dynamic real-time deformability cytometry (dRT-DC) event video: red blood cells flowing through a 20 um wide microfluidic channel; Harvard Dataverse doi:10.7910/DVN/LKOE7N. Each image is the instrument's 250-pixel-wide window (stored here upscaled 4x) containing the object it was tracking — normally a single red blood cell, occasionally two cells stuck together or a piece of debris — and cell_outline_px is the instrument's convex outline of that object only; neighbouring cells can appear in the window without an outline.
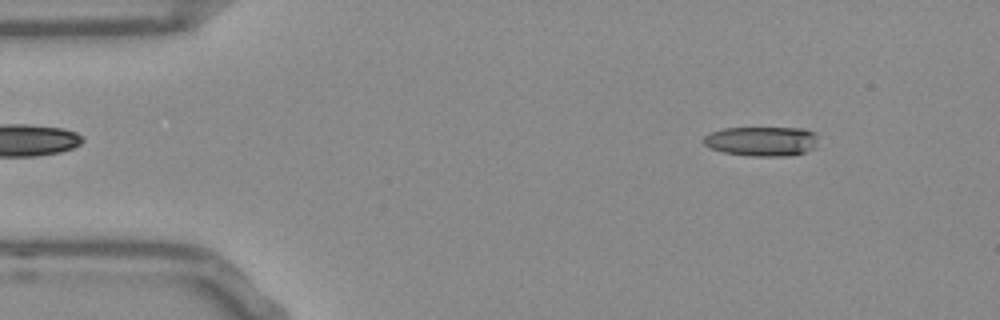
{"species": "Egyptian fruit bat (a non-hibernating species)", "species_latin": "Rousettus aegyptiacus", "temperature_condition": "room temperature", "stored_images_in_passage": 53, "camera_frame_rate_fps": 3000, "um_per_image_px": 0.085, "frame": {"image": 1, "passage_image": 6, "time_ms": 1.667, "image_size_px": [1000, 320], "cell_outline_px": [[816, 136], [812, 148], [804, 152], [788, 156], [752, 156], [724, 152], [712, 148], [704, 144], [704, 136], [712, 132], [724, 128], [804, 128], [812, 132]], "centroid_in_image_um": [64.72, 12.0], "position_along_channel_um": 20.3, "area_um2": 19.36}}
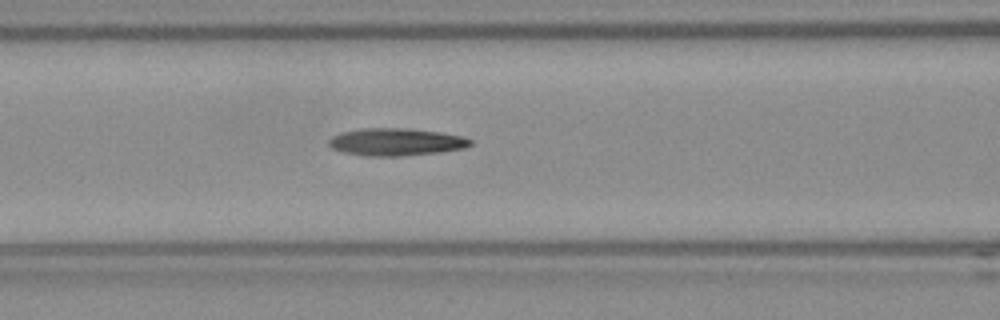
{"frame": {"image": 2, "passage_image": 21, "time_ms": 6.667, "image_size_px": [1000, 320], "cell_outline_px": [[472, 144], [464, 148], [440, 152], [400, 156], [364, 156], [344, 152], [332, 148], [328, 144], [328, 140], [332, 136], [340, 132], [360, 128], [408, 128], [440, 132], [460, 136], [472, 140]], "centroid_in_image_um": [33.62, 12.06], "position_along_channel_um": 133.0, "area_um2": 22.72}}
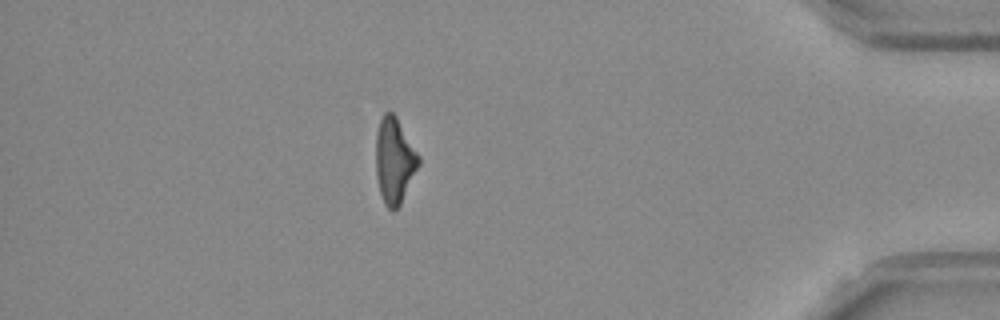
{"frame": {"image": 3, "passage_image": 46, "time_ms": 15.0, "image_size_px": [1000, 320], "cell_outline_px": [[420, 164], [400, 204], [392, 212], [384, 204], [380, 192], [376, 176], [376, 132], [380, 120], [384, 112], [392, 112], [396, 116], [420, 156]], "centroid_in_image_um": [33.52, 13.64], "position_along_channel_um": 401.7, "area_um2": 21.33}, "authors_computed_cell_mechanics": {"area_um2": 21.5594, "velocity_mm_per_s": 3.7846, "shape_relaxation_time_tau1_ms": null, "shape_relaxation_time_tau2_ms": 7.3319, "deformation_change_tau1": null, "deformation_change_tau2": 0.2315}}